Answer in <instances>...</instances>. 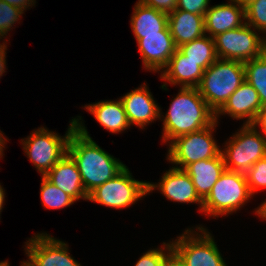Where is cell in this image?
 I'll use <instances>...</instances> for the list:
<instances>
[{"instance_id": "7c38bea8", "label": "cell", "mask_w": 266, "mask_h": 266, "mask_svg": "<svg viewBox=\"0 0 266 266\" xmlns=\"http://www.w3.org/2000/svg\"><path fill=\"white\" fill-rule=\"evenodd\" d=\"M148 194L156 188L161 191V194L168 200L180 203H198L202 212L203 200L196 192L190 176L183 170L172 167L166 171L159 183L147 184Z\"/></svg>"}, {"instance_id": "e575fe53", "label": "cell", "mask_w": 266, "mask_h": 266, "mask_svg": "<svg viewBox=\"0 0 266 266\" xmlns=\"http://www.w3.org/2000/svg\"><path fill=\"white\" fill-rule=\"evenodd\" d=\"M7 50V45H5V43L3 42L2 44L0 43V78L1 76H3L2 74L5 71L6 69V60H5V57H6V51Z\"/></svg>"}, {"instance_id": "2e32d148", "label": "cell", "mask_w": 266, "mask_h": 266, "mask_svg": "<svg viewBox=\"0 0 266 266\" xmlns=\"http://www.w3.org/2000/svg\"><path fill=\"white\" fill-rule=\"evenodd\" d=\"M209 7L204 15L205 33L211 38L227 30L238 28L246 23L245 7L236 1Z\"/></svg>"}, {"instance_id": "d4e9b609", "label": "cell", "mask_w": 266, "mask_h": 266, "mask_svg": "<svg viewBox=\"0 0 266 266\" xmlns=\"http://www.w3.org/2000/svg\"><path fill=\"white\" fill-rule=\"evenodd\" d=\"M40 197L47 209H62L76 202L71 196L60 190L45 176H42Z\"/></svg>"}, {"instance_id": "f1b7e54d", "label": "cell", "mask_w": 266, "mask_h": 266, "mask_svg": "<svg viewBox=\"0 0 266 266\" xmlns=\"http://www.w3.org/2000/svg\"><path fill=\"white\" fill-rule=\"evenodd\" d=\"M172 251L170 243L163 242V247L160 249H151L145 252L137 261L135 266H161L164 258Z\"/></svg>"}, {"instance_id": "277c9868", "label": "cell", "mask_w": 266, "mask_h": 266, "mask_svg": "<svg viewBox=\"0 0 266 266\" xmlns=\"http://www.w3.org/2000/svg\"><path fill=\"white\" fill-rule=\"evenodd\" d=\"M251 197L245 174L225 169L203 200L202 212L215 218L231 214L245 205Z\"/></svg>"}, {"instance_id": "f35d334b", "label": "cell", "mask_w": 266, "mask_h": 266, "mask_svg": "<svg viewBox=\"0 0 266 266\" xmlns=\"http://www.w3.org/2000/svg\"><path fill=\"white\" fill-rule=\"evenodd\" d=\"M233 1H236L240 6L245 7L254 0H233Z\"/></svg>"}, {"instance_id": "d6a6232c", "label": "cell", "mask_w": 266, "mask_h": 266, "mask_svg": "<svg viewBox=\"0 0 266 266\" xmlns=\"http://www.w3.org/2000/svg\"><path fill=\"white\" fill-rule=\"evenodd\" d=\"M161 266H186L180 257L172 250L163 260Z\"/></svg>"}, {"instance_id": "f546056e", "label": "cell", "mask_w": 266, "mask_h": 266, "mask_svg": "<svg viewBox=\"0 0 266 266\" xmlns=\"http://www.w3.org/2000/svg\"><path fill=\"white\" fill-rule=\"evenodd\" d=\"M210 0H177V8L186 12L205 15Z\"/></svg>"}, {"instance_id": "8fae6325", "label": "cell", "mask_w": 266, "mask_h": 266, "mask_svg": "<svg viewBox=\"0 0 266 266\" xmlns=\"http://www.w3.org/2000/svg\"><path fill=\"white\" fill-rule=\"evenodd\" d=\"M25 253L33 266H81L68 252V245L47 233L35 234Z\"/></svg>"}, {"instance_id": "d6986e66", "label": "cell", "mask_w": 266, "mask_h": 266, "mask_svg": "<svg viewBox=\"0 0 266 266\" xmlns=\"http://www.w3.org/2000/svg\"><path fill=\"white\" fill-rule=\"evenodd\" d=\"M168 27L176 47L206 34L204 15L179 9L168 13Z\"/></svg>"}, {"instance_id": "ffe728a7", "label": "cell", "mask_w": 266, "mask_h": 266, "mask_svg": "<svg viewBox=\"0 0 266 266\" xmlns=\"http://www.w3.org/2000/svg\"><path fill=\"white\" fill-rule=\"evenodd\" d=\"M225 169L224 159L220 153L212 159L189 164L184 171L192 179L199 197L204 200Z\"/></svg>"}, {"instance_id": "484cf974", "label": "cell", "mask_w": 266, "mask_h": 266, "mask_svg": "<svg viewBox=\"0 0 266 266\" xmlns=\"http://www.w3.org/2000/svg\"><path fill=\"white\" fill-rule=\"evenodd\" d=\"M245 21L266 36V0H254L245 6Z\"/></svg>"}, {"instance_id": "e0dca14e", "label": "cell", "mask_w": 266, "mask_h": 266, "mask_svg": "<svg viewBox=\"0 0 266 266\" xmlns=\"http://www.w3.org/2000/svg\"><path fill=\"white\" fill-rule=\"evenodd\" d=\"M164 69L160 72L161 79L165 81L161 87L165 90H167L166 81L173 85L180 84V87L184 88H197L204 72L196 62L188 59L178 49L175 50Z\"/></svg>"}, {"instance_id": "4316f807", "label": "cell", "mask_w": 266, "mask_h": 266, "mask_svg": "<svg viewBox=\"0 0 266 266\" xmlns=\"http://www.w3.org/2000/svg\"><path fill=\"white\" fill-rule=\"evenodd\" d=\"M245 176L252 195L266 188V156L254 163Z\"/></svg>"}, {"instance_id": "60d3db41", "label": "cell", "mask_w": 266, "mask_h": 266, "mask_svg": "<svg viewBox=\"0 0 266 266\" xmlns=\"http://www.w3.org/2000/svg\"><path fill=\"white\" fill-rule=\"evenodd\" d=\"M10 263L6 260V261H1L0 262V266H10Z\"/></svg>"}, {"instance_id": "ba28073f", "label": "cell", "mask_w": 266, "mask_h": 266, "mask_svg": "<svg viewBox=\"0 0 266 266\" xmlns=\"http://www.w3.org/2000/svg\"><path fill=\"white\" fill-rule=\"evenodd\" d=\"M148 182L135 180L127 166L88 194V200L111 208H126L148 194Z\"/></svg>"}, {"instance_id": "44dd1931", "label": "cell", "mask_w": 266, "mask_h": 266, "mask_svg": "<svg viewBox=\"0 0 266 266\" xmlns=\"http://www.w3.org/2000/svg\"><path fill=\"white\" fill-rule=\"evenodd\" d=\"M131 28L135 38L143 35L171 34L168 27V14L137 2L131 16Z\"/></svg>"}, {"instance_id": "3957f363", "label": "cell", "mask_w": 266, "mask_h": 266, "mask_svg": "<svg viewBox=\"0 0 266 266\" xmlns=\"http://www.w3.org/2000/svg\"><path fill=\"white\" fill-rule=\"evenodd\" d=\"M245 80L243 62L218 58L203 72L197 89L216 113Z\"/></svg>"}, {"instance_id": "52a82bcc", "label": "cell", "mask_w": 266, "mask_h": 266, "mask_svg": "<svg viewBox=\"0 0 266 266\" xmlns=\"http://www.w3.org/2000/svg\"><path fill=\"white\" fill-rule=\"evenodd\" d=\"M217 123L218 121L215 120L204 129L173 139L169 142L167 160L176 164L175 168L184 170L194 162L217 157L222 149L219 148L212 135Z\"/></svg>"}, {"instance_id": "9a60e30c", "label": "cell", "mask_w": 266, "mask_h": 266, "mask_svg": "<svg viewBox=\"0 0 266 266\" xmlns=\"http://www.w3.org/2000/svg\"><path fill=\"white\" fill-rule=\"evenodd\" d=\"M261 108L257 91L245 80L215 113V120L228 114L234 119H246L243 124H252Z\"/></svg>"}, {"instance_id": "6da1fadb", "label": "cell", "mask_w": 266, "mask_h": 266, "mask_svg": "<svg viewBox=\"0 0 266 266\" xmlns=\"http://www.w3.org/2000/svg\"><path fill=\"white\" fill-rule=\"evenodd\" d=\"M74 118L76 128L71 133L67 153L76 162L87 194L119 174L125 167L121 161L104 151L88 134L81 116Z\"/></svg>"}, {"instance_id": "ab89813d", "label": "cell", "mask_w": 266, "mask_h": 266, "mask_svg": "<svg viewBox=\"0 0 266 266\" xmlns=\"http://www.w3.org/2000/svg\"><path fill=\"white\" fill-rule=\"evenodd\" d=\"M21 264H22L21 266H33L28 260L23 261Z\"/></svg>"}, {"instance_id": "7402d4cb", "label": "cell", "mask_w": 266, "mask_h": 266, "mask_svg": "<svg viewBox=\"0 0 266 266\" xmlns=\"http://www.w3.org/2000/svg\"><path fill=\"white\" fill-rule=\"evenodd\" d=\"M85 109L90 111L101 126L112 133H121L131 126L121 99L117 101H99L86 105Z\"/></svg>"}, {"instance_id": "74e56055", "label": "cell", "mask_w": 266, "mask_h": 266, "mask_svg": "<svg viewBox=\"0 0 266 266\" xmlns=\"http://www.w3.org/2000/svg\"><path fill=\"white\" fill-rule=\"evenodd\" d=\"M5 190L3 189V187L0 185V214L1 211L3 209V204H4V200H5ZM1 218V217H0Z\"/></svg>"}, {"instance_id": "4fadbf2b", "label": "cell", "mask_w": 266, "mask_h": 266, "mask_svg": "<svg viewBox=\"0 0 266 266\" xmlns=\"http://www.w3.org/2000/svg\"><path fill=\"white\" fill-rule=\"evenodd\" d=\"M130 125L143 129L150 122L161 118V109L146 84L120 98Z\"/></svg>"}, {"instance_id": "836d02e7", "label": "cell", "mask_w": 266, "mask_h": 266, "mask_svg": "<svg viewBox=\"0 0 266 266\" xmlns=\"http://www.w3.org/2000/svg\"><path fill=\"white\" fill-rule=\"evenodd\" d=\"M9 5L15 6L20 8L21 10H26L29 6H34L36 1L35 0H3ZM34 4V5H33Z\"/></svg>"}, {"instance_id": "603a6c76", "label": "cell", "mask_w": 266, "mask_h": 266, "mask_svg": "<svg viewBox=\"0 0 266 266\" xmlns=\"http://www.w3.org/2000/svg\"><path fill=\"white\" fill-rule=\"evenodd\" d=\"M177 49L188 59L196 62L204 71L218 59L214 38L207 36V34L184 43Z\"/></svg>"}, {"instance_id": "83f0119b", "label": "cell", "mask_w": 266, "mask_h": 266, "mask_svg": "<svg viewBox=\"0 0 266 266\" xmlns=\"http://www.w3.org/2000/svg\"><path fill=\"white\" fill-rule=\"evenodd\" d=\"M23 13L20 8L0 0V39L7 36V33L13 28L14 23L19 20L18 18Z\"/></svg>"}, {"instance_id": "1f68e13d", "label": "cell", "mask_w": 266, "mask_h": 266, "mask_svg": "<svg viewBox=\"0 0 266 266\" xmlns=\"http://www.w3.org/2000/svg\"><path fill=\"white\" fill-rule=\"evenodd\" d=\"M252 125L254 127L260 126L262 129V134L265 136L266 138V106L262 107L258 113L257 116L255 118V120L253 121Z\"/></svg>"}, {"instance_id": "4dcf8cb0", "label": "cell", "mask_w": 266, "mask_h": 266, "mask_svg": "<svg viewBox=\"0 0 266 266\" xmlns=\"http://www.w3.org/2000/svg\"><path fill=\"white\" fill-rule=\"evenodd\" d=\"M138 2L167 14L177 8V0H138Z\"/></svg>"}, {"instance_id": "8d00e7d4", "label": "cell", "mask_w": 266, "mask_h": 266, "mask_svg": "<svg viewBox=\"0 0 266 266\" xmlns=\"http://www.w3.org/2000/svg\"><path fill=\"white\" fill-rule=\"evenodd\" d=\"M4 134L0 130V155L3 156V148H5V143L7 141V138H4Z\"/></svg>"}, {"instance_id": "5b68a950", "label": "cell", "mask_w": 266, "mask_h": 266, "mask_svg": "<svg viewBox=\"0 0 266 266\" xmlns=\"http://www.w3.org/2000/svg\"><path fill=\"white\" fill-rule=\"evenodd\" d=\"M75 128V119H72L65 136L40 127L22 139L25 154L42 176H45L67 154L69 137Z\"/></svg>"}, {"instance_id": "d590c367", "label": "cell", "mask_w": 266, "mask_h": 266, "mask_svg": "<svg viewBox=\"0 0 266 266\" xmlns=\"http://www.w3.org/2000/svg\"><path fill=\"white\" fill-rule=\"evenodd\" d=\"M255 213L258 214L259 217L266 220V201H264L257 209H255Z\"/></svg>"}, {"instance_id": "9c48e42d", "label": "cell", "mask_w": 266, "mask_h": 266, "mask_svg": "<svg viewBox=\"0 0 266 266\" xmlns=\"http://www.w3.org/2000/svg\"><path fill=\"white\" fill-rule=\"evenodd\" d=\"M196 228L202 234L185 230L171 242L172 250L186 266H227L211 234L201 226Z\"/></svg>"}, {"instance_id": "ac0fdd59", "label": "cell", "mask_w": 266, "mask_h": 266, "mask_svg": "<svg viewBox=\"0 0 266 266\" xmlns=\"http://www.w3.org/2000/svg\"><path fill=\"white\" fill-rule=\"evenodd\" d=\"M45 177L75 201L88 200L77 164L68 153L54 165Z\"/></svg>"}, {"instance_id": "7a4b0ae2", "label": "cell", "mask_w": 266, "mask_h": 266, "mask_svg": "<svg viewBox=\"0 0 266 266\" xmlns=\"http://www.w3.org/2000/svg\"><path fill=\"white\" fill-rule=\"evenodd\" d=\"M179 91L162 119L164 143L204 129L215 121V112L208 106L197 88L180 87Z\"/></svg>"}, {"instance_id": "cb8c5ba5", "label": "cell", "mask_w": 266, "mask_h": 266, "mask_svg": "<svg viewBox=\"0 0 266 266\" xmlns=\"http://www.w3.org/2000/svg\"><path fill=\"white\" fill-rule=\"evenodd\" d=\"M246 81L257 91L262 107L266 106V52L244 62Z\"/></svg>"}, {"instance_id": "8992f818", "label": "cell", "mask_w": 266, "mask_h": 266, "mask_svg": "<svg viewBox=\"0 0 266 266\" xmlns=\"http://www.w3.org/2000/svg\"><path fill=\"white\" fill-rule=\"evenodd\" d=\"M225 144L221 154L229 171L245 174L254 163L266 156V138L252 124H243Z\"/></svg>"}, {"instance_id": "30bf717a", "label": "cell", "mask_w": 266, "mask_h": 266, "mask_svg": "<svg viewBox=\"0 0 266 266\" xmlns=\"http://www.w3.org/2000/svg\"><path fill=\"white\" fill-rule=\"evenodd\" d=\"M248 24L227 30L214 37L215 50L219 59L246 62L260 57L265 52V37L259 36Z\"/></svg>"}, {"instance_id": "5bb4252c", "label": "cell", "mask_w": 266, "mask_h": 266, "mask_svg": "<svg viewBox=\"0 0 266 266\" xmlns=\"http://www.w3.org/2000/svg\"><path fill=\"white\" fill-rule=\"evenodd\" d=\"M146 70L159 72L168 65L177 47L171 34L143 35L136 38Z\"/></svg>"}]
</instances>
